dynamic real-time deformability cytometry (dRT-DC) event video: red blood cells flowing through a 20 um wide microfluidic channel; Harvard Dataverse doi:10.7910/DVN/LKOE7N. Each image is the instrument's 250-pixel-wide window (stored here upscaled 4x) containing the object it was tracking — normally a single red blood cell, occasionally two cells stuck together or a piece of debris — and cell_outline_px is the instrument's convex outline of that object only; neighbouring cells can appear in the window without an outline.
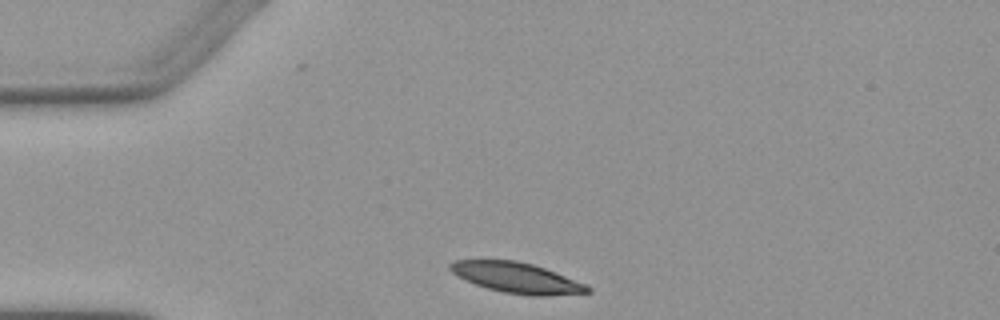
{"species": "Egyptian fruit bat (a non-hibernating species)", "species_latin": "Rousettus aegyptiacus", "temperature_condition": "warm", "stored_images_in_passage": 2, "camera_frame_rate_fps": 3000, "um_per_image_px": 0.085, "animal": {"sex": "female"}, "frame": {"image": 1, "passage_image": 1, "time_ms": 0.0, "image_size_px": [1000, 320], "cell_outline_px": [[592, 292], [548, 296], [528, 296], [504, 292], [488, 288], [464, 280], [452, 272], [448, 268], [448, 264], [452, 260], [516, 260], [532, 264], [556, 272], [588, 284], [592, 288]], "centroid_in_image_um": [43.95, 23.61], "position_along_channel_um": 41.0, "area_um2": 24.62}}